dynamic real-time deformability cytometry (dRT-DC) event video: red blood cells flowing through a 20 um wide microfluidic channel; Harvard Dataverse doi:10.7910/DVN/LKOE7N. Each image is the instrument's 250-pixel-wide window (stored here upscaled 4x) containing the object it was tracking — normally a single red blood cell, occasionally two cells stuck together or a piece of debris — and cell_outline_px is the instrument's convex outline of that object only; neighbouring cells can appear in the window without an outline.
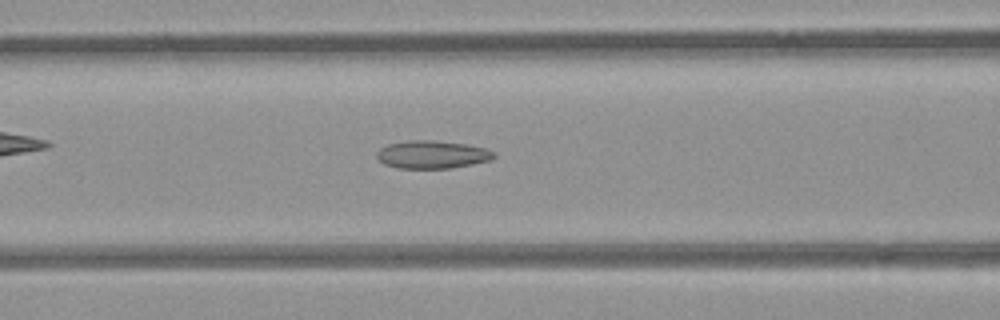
{"species": "common noctule bat (a hibernating species)", "species_latin": "Nyctalus noctula", "temperature_condition": "room temperature", "stored_images_in_passage": 52, "camera_frame_rate_fps": 3000, "um_per_image_px": 0.085, "animal": {"sex": "female", "body_mass_g": 21.9}, "frame": {"image": 1, "passage_image": 21, "time_ms": 6.667, "image_size_px": [1000, 320], "cell_outline_px": [[496, 156], [492, 160], [452, 168], [396, 168], [384, 164], [376, 156], [376, 152], [380, 148], [388, 144], [408, 140], [432, 140], [464, 144], [484, 148], [496, 152]], "centroid_in_image_um": [36.73, 13.14], "position_along_channel_um": 129.9, "area_um2": 19.07}}
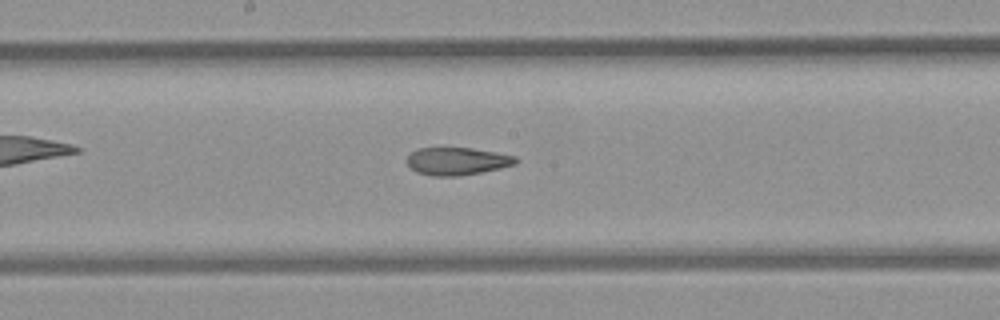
{"frame": {"image": 2, "passage_image": 27, "time_ms": 8.667, "image_size_px": [1000, 320], "cell_outline_px": [[520, 160], [516, 164], [500, 168], [480, 172], [456, 176], [432, 176], [416, 172], [408, 164], [408, 156], [412, 152], [420, 148], [472, 148], [496, 152], [516, 156]], "centroid_in_image_um": [38.89, 13.7], "position_along_channel_um": 209.3, "area_um2": 17.4}}
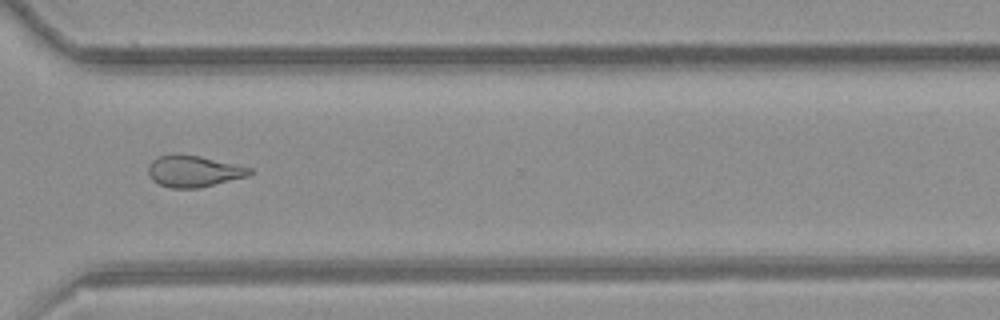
{"frame": {"image": 3, "passage_image": 38, "time_ms": 12.333, "image_size_px": [1000, 320], "cell_outline_px": [[252, 172], [248, 176], [200, 188], [168, 188], [152, 180], [148, 172], [148, 164], [152, 160], [160, 156], [200, 156], [252, 168]], "centroid_in_image_um": [16.47, 14.59], "position_along_channel_um": 354.1, "area_um2": 18.21}, "authors_computed_cell_mechanics": {"area_um2": 19.7676, "velocity_mm_per_s": 3.9623, "shape_relaxation_time_tau1_ms": null, "shape_relaxation_time_tau2_ms": 3.3634, "deformation_change_tau1": null, "deformation_change_tau2": 0.1058}}